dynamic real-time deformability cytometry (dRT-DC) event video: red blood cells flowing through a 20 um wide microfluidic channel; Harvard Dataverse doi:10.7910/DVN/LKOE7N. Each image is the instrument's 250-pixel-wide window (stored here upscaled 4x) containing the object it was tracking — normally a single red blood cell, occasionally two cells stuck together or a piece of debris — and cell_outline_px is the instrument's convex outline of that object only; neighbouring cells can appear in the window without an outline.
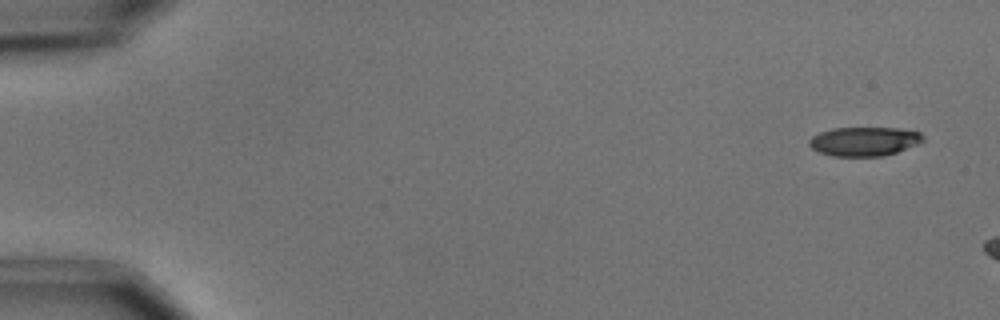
{"species": "common noctule bat (a hibernating species)", "species_latin": "Nyctalus noctula", "temperature_condition": "cold", "stored_images_in_passage": 3, "camera_frame_rate_fps": 3000, "um_per_image_px": 0.085, "animal": {"sex": "male", "body_mass_g": 15.6}, "frame": {"image": 1, "passage_image": 1, "time_ms": 0.0, "image_size_px": [1000, 320], "cell_outline_px": [[924, 140], [916, 144], [896, 152], [884, 156], [832, 156], [820, 152], [812, 148], [808, 144], [808, 140], [812, 136], [820, 132], [832, 128], [900, 128], [920, 132], [924, 136]], "centroid_in_image_um": [73.44, 12.01], "position_along_channel_um": 11.6, "area_um2": 19.25}}